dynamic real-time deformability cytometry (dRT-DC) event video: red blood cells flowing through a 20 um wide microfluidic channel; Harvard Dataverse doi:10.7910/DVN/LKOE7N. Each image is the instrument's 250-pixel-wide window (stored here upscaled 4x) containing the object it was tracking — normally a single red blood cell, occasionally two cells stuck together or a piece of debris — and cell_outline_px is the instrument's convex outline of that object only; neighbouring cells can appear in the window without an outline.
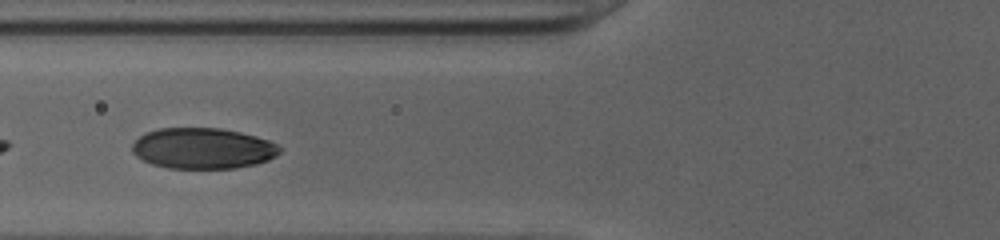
{"species": "human", "species_latin": "Homo sapiens", "temperature_condition": "cold", "stored_images_in_passage": 41, "segment_of_instrument_passage": [2, 2], "camera_frame_rate_fps": 3000, "um_per_image_px": 0.085, "donor": {"sex": "female"}, "frame": {"image": 1, "passage_image": 13, "time_ms": 4.0, "image_size_px": [1000, 240], "cell_outline_px": [[280, 152], [276, 156], [268, 160], [256, 164], [236, 168], [168, 168], [152, 164], [136, 156], [132, 152], [132, 144], [140, 136], [148, 132], [160, 128], [220, 128], [240, 132], [256, 136], [268, 140], [276, 144], [280, 148]], "centroid_in_image_um": [17.25, 12.61], "position_along_channel_um": 108.6, "area_um2": 35.03}}
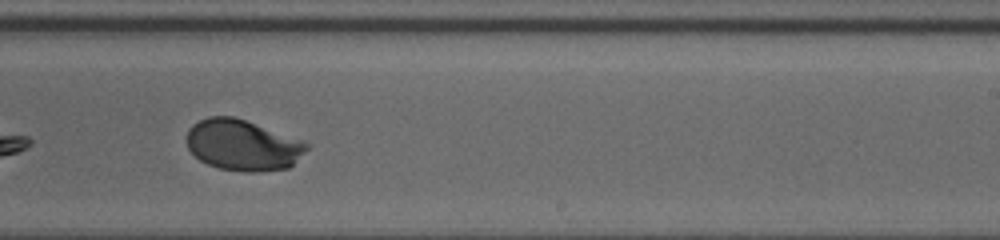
{"frame": {"image": 2, "passage_image": 25, "time_ms": 8.0, "image_size_px": [1000, 240], "cell_outline_px": [[312, 144], [288, 168], [260, 172], [244, 172], [220, 168], [208, 164], [200, 160], [188, 148], [188, 128], [192, 124], [208, 116], [232, 116], [244, 120]], "centroid_in_image_um": [20.62, 12.34], "position_along_channel_um": 268.4, "area_um2": 35.2}}
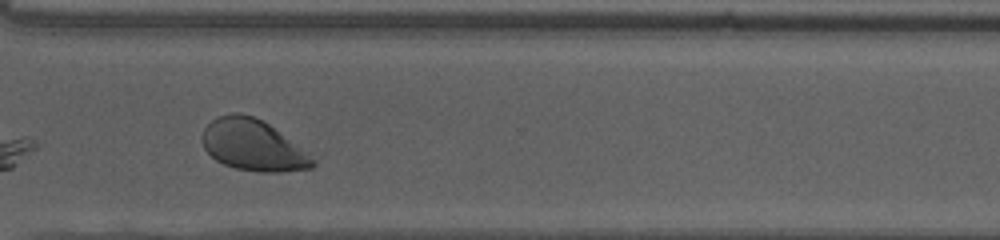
{"frame": {"image": 3, "passage_image": 31, "time_ms": 10.0, "image_size_px": [1000, 240], "cell_outline_px": [[316, 164], [312, 168], [284, 172], [260, 172], [236, 168], [224, 164], [216, 160], [204, 148], [200, 136], [204, 128], [212, 120], [220, 116], [232, 112], [240, 112], [252, 116], [268, 124], [316, 160]], "centroid_in_image_um": [21.46, 12.35], "position_along_channel_um": 349.1, "area_um2": 32.54}}